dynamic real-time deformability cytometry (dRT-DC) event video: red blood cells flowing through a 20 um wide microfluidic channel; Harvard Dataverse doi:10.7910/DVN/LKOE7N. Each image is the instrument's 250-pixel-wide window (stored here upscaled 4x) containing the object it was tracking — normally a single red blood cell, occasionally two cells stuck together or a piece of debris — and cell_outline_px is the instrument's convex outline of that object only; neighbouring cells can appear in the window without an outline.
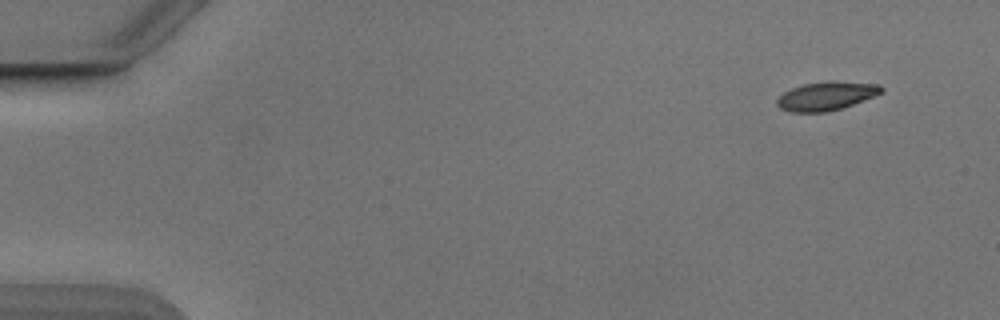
{"species": "Egyptian fruit bat (a non-hibernating species)", "species_latin": "Rousettus aegyptiacus", "temperature_condition": "cold", "stored_images_in_passage": 37, "camera_frame_rate_fps": 3000, "um_per_image_px": 0.085, "animal": {"sex": "male"}, "frame": {"image": 1, "passage_image": 1, "time_ms": 0.0, "image_size_px": [1000, 320], "cell_outline_px": [[884, 92], [852, 104], [840, 108], [824, 112], [788, 112], [780, 108], [776, 104], [776, 100], [784, 92], [792, 88], [804, 84], [832, 80], [880, 84], [884, 88]], "centroid_in_image_um": [70.24, 8.14], "position_along_channel_um": 14.8, "area_um2": 17.4}}
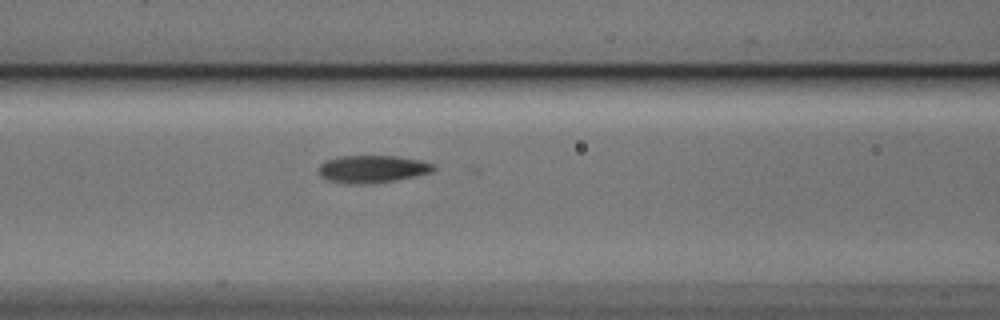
{"frame": {"image": 2, "passage_image": 20, "time_ms": 6.333, "image_size_px": [1000, 320], "cell_outline_px": [[436, 168], [432, 172], [416, 176], [396, 180], [360, 184], [356, 184], [328, 180], [320, 176], [320, 164], [324, 160], [336, 156], [396, 156], [420, 160], [436, 164]], "centroid_in_image_um": [31.68, 14.35], "position_along_channel_um": 134.9, "area_um2": 18.38}}
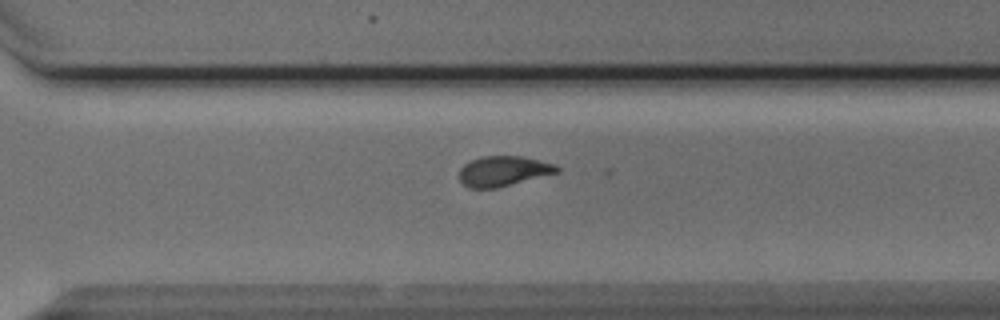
{"frame": {"image": 3, "passage_image": 35, "time_ms": 11.333, "image_size_px": [1000, 320], "cell_outline_px": [[560, 172], [496, 188], [468, 188], [460, 180], [460, 168], [464, 164], [472, 160], [484, 156], [520, 156], [556, 164], [560, 168]], "centroid_in_image_um": [42.8, 14.54], "position_along_channel_um": 327.8, "area_um2": 17.05}}